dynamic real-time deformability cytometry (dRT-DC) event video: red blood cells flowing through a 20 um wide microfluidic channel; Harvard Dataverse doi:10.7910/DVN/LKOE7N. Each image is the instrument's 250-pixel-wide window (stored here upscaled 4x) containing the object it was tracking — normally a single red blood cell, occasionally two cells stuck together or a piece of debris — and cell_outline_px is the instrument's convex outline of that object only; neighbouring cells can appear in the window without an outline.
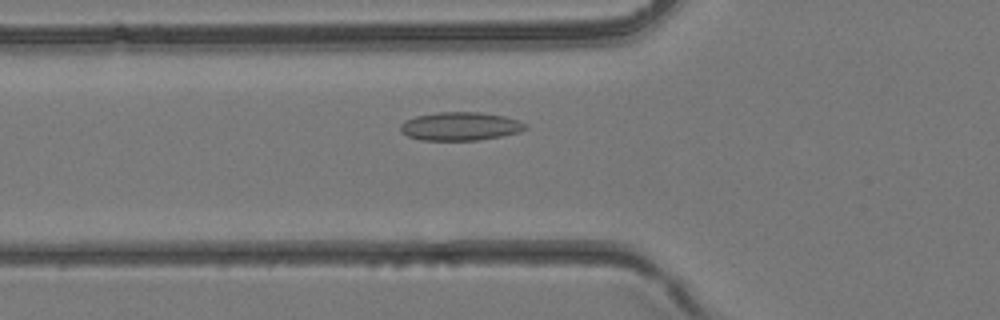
{"species": "common noctule bat (a hibernating species)", "species_latin": "Nyctalus noctula", "temperature_condition": "room temperature", "stored_images_in_passage": 31, "camera_frame_rate_fps": 3000, "um_per_image_px": 0.085, "animal": {"sex": "female", "body_mass_g": 24.6, "forearm_length_mm": 56.2}, "frame": {"image": 1, "passage_image": 5, "time_ms": 1.333, "image_size_px": [1000, 320], "cell_outline_px": [[528, 128], [520, 132], [500, 136], [476, 140], [420, 140], [408, 136], [400, 132], [400, 124], [404, 120], [416, 116], [436, 112], [480, 112], [504, 116], [528, 124]], "centroid_in_image_um": [39.1, 10.73], "position_along_channel_um": 86.7, "area_um2": 20.75}}
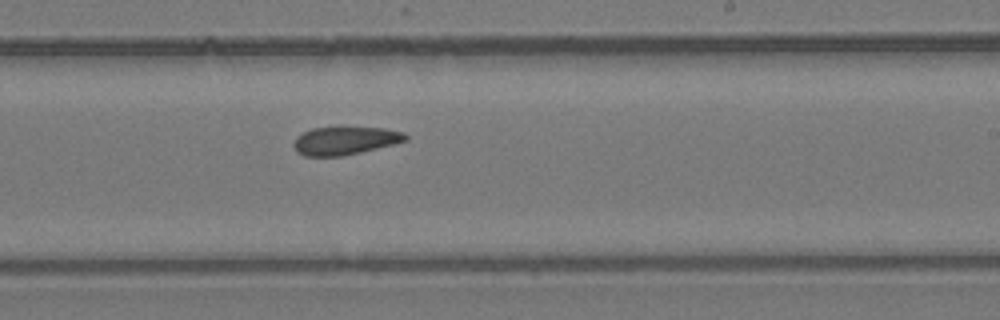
{"frame": {"image": 2, "passage_image": 15, "time_ms": 4.667, "image_size_px": [1000, 320], "cell_outline_px": [[408, 140], [344, 156], [304, 156], [296, 152], [292, 144], [296, 136], [312, 128], [384, 128], [404, 132], [408, 136]], "centroid_in_image_um": [29.29, 11.97], "position_along_channel_um": 259.7, "area_um2": 18.15}}
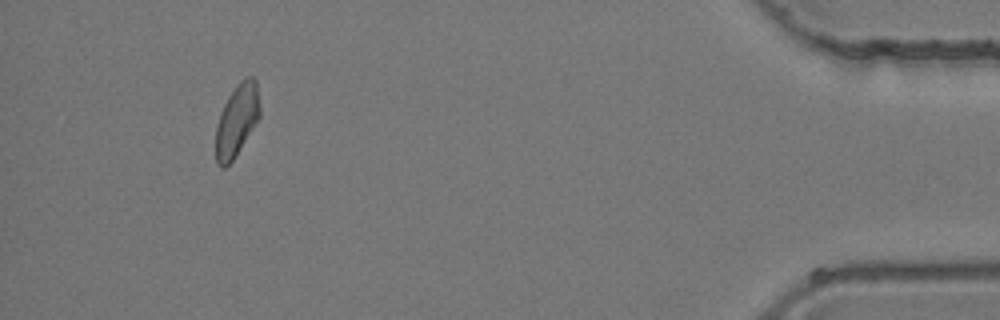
{"frame": {"image": 3, "passage_image": 28, "time_ms": 9.0, "image_size_px": [1000, 320], "cell_outline_px": [[260, 116], [232, 160], [224, 168], [220, 168], [216, 164], [216, 124], [220, 112], [228, 96], [236, 84], [244, 76], [252, 76], [256, 80], [260, 104]], "centroid_in_image_um": [20.12, 10.18], "position_along_channel_um": 415.1, "area_um2": 18.5}}